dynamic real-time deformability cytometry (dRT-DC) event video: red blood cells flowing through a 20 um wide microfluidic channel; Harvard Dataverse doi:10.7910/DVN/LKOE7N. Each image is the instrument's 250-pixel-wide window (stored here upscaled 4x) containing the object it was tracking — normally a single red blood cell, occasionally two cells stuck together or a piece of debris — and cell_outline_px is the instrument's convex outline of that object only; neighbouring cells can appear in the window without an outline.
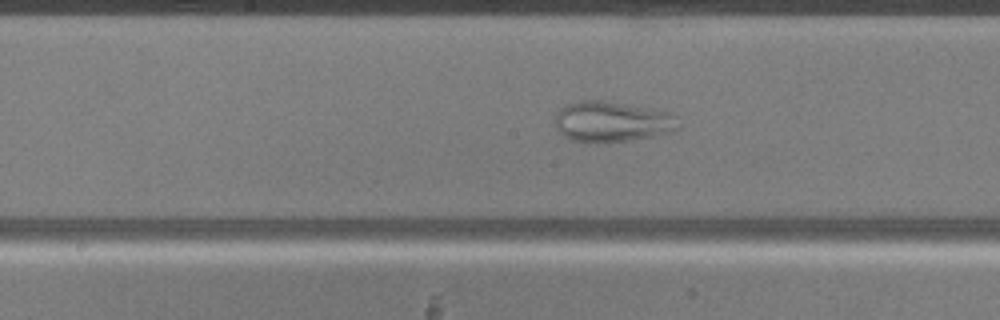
{"species": "common noctule bat (a hibernating species)", "species_latin": "Nyctalus noctula", "temperature_condition": "warm", "stored_images_in_passage": 36, "camera_frame_rate_fps": 3000, "um_per_image_px": 0.085, "animal": {"sex": "male", "body_mass_g": 20.5, "forearm_length_mm": 52.5}, "frame": {"image": 1, "passage_image": 12, "time_ms": 3.667, "image_size_px": [1000, 320], "cell_outline_px": [[680, 128], [676, 132], [628, 140], [568, 140], [556, 128], [552, 120], [556, 112], [560, 108], [568, 104], [580, 100], [604, 100], [648, 108], [668, 112], [676, 116]], "centroid_in_image_um": [52.01, 10.31], "position_along_channel_um": 196.2, "area_um2": 28.9}}
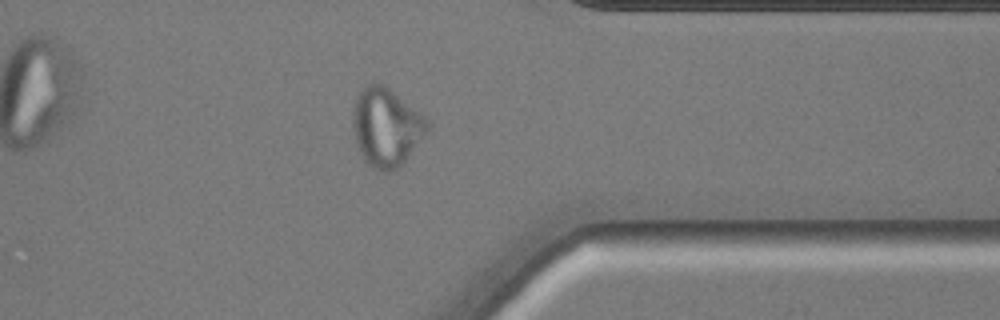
{"frame": {"image": 2, "passage_image": 26, "time_ms": 8.333, "image_size_px": [1000, 320], "cell_outline_px": [[428, 128], [404, 160], [396, 168], [388, 172], [384, 172], [372, 168], [364, 160], [356, 144], [352, 124], [352, 112], [356, 96], [364, 84], [372, 80], [384, 84], [420, 112], [428, 120]], "centroid_in_image_um": [32.76, 10.74], "position_along_channel_um": 378.6, "area_um2": 33.87}}
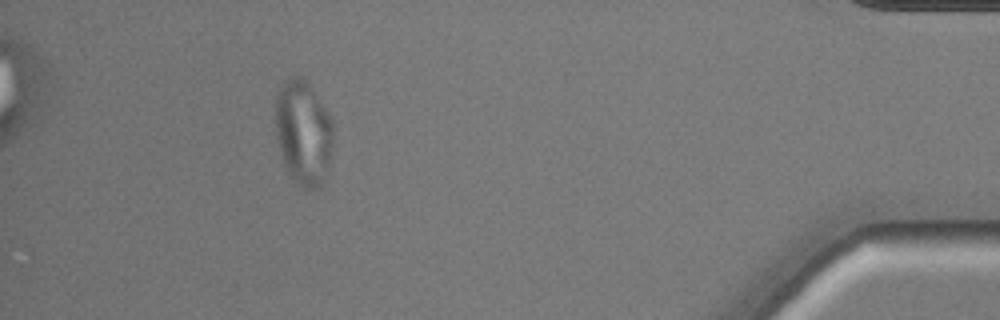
{"frame": {"image": 3, "passage_image": 32, "time_ms": 10.333, "image_size_px": [1000, 320], "cell_outline_px": [[336, 128], [332, 152], [324, 180], [316, 188], [304, 188], [296, 184], [288, 172], [284, 164], [280, 152], [276, 136], [276, 96], [284, 80], [292, 76], [304, 76], [328, 112]], "centroid_in_image_um": [25.81, 11.25], "position_along_channel_um": 409.4, "area_um2": 35.78}}